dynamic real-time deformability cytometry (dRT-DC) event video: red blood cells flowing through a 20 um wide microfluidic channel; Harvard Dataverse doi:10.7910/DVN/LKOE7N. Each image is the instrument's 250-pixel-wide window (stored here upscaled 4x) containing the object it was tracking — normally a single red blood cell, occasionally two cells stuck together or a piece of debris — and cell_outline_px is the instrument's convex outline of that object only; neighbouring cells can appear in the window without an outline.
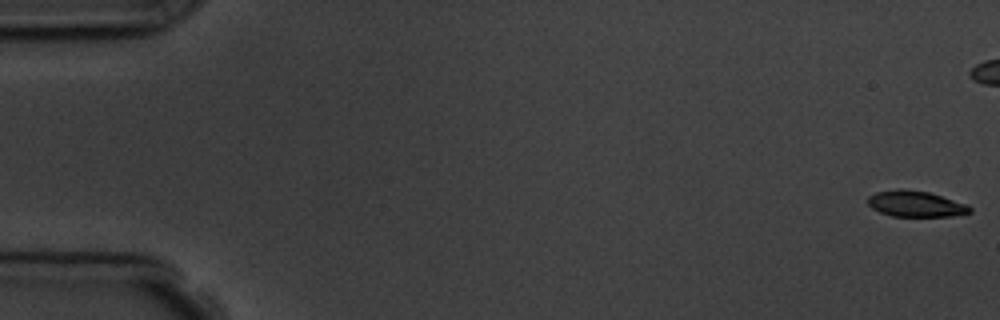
{"species": "common noctule bat (a hibernating species)", "species_latin": "Nyctalus noctula", "temperature_condition": "room temperature", "stored_images_in_passage": 8, "camera_frame_rate_fps": 3000, "um_per_image_px": 0.085, "animal": {"sex": "male", "body_mass_g": 19.5, "forearm_length_mm": 54.6}, "frame": {"image": 1, "passage_image": 1, "time_ms": 0.0, "image_size_px": [1000, 320], "cell_outline_px": [[972, 212], [952, 216], [892, 216], [880, 212], [872, 208], [868, 204], [868, 196], [876, 192], [896, 188], [900, 188], [928, 192], [968, 204], [972, 208]], "centroid_in_image_um": [77.83, 17.32], "position_along_channel_um": 7.2, "area_um2": 15.49}}